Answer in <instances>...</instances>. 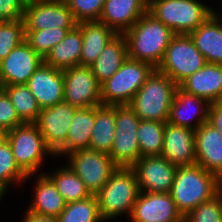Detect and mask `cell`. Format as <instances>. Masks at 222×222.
I'll return each instance as SVG.
<instances>
[{"label":"cell","instance_id":"6da1fadb","mask_svg":"<svg viewBox=\"0 0 222 222\" xmlns=\"http://www.w3.org/2000/svg\"><path fill=\"white\" fill-rule=\"evenodd\" d=\"M123 35L128 58L158 68L175 33L147 11Z\"/></svg>","mask_w":222,"mask_h":222},{"label":"cell","instance_id":"7a4b0ae2","mask_svg":"<svg viewBox=\"0 0 222 222\" xmlns=\"http://www.w3.org/2000/svg\"><path fill=\"white\" fill-rule=\"evenodd\" d=\"M222 190V181L198 164L177 167L170 194L185 217Z\"/></svg>","mask_w":222,"mask_h":222},{"label":"cell","instance_id":"3957f363","mask_svg":"<svg viewBox=\"0 0 222 222\" xmlns=\"http://www.w3.org/2000/svg\"><path fill=\"white\" fill-rule=\"evenodd\" d=\"M178 85L155 68L129 103L140 120L166 123Z\"/></svg>","mask_w":222,"mask_h":222},{"label":"cell","instance_id":"277c9868","mask_svg":"<svg viewBox=\"0 0 222 222\" xmlns=\"http://www.w3.org/2000/svg\"><path fill=\"white\" fill-rule=\"evenodd\" d=\"M139 193L135 171L132 168L118 167L95 195L102 220L124 213L130 216Z\"/></svg>","mask_w":222,"mask_h":222},{"label":"cell","instance_id":"5b68a950","mask_svg":"<svg viewBox=\"0 0 222 222\" xmlns=\"http://www.w3.org/2000/svg\"><path fill=\"white\" fill-rule=\"evenodd\" d=\"M198 0H148V12L175 34H189L211 14Z\"/></svg>","mask_w":222,"mask_h":222},{"label":"cell","instance_id":"8992f818","mask_svg":"<svg viewBox=\"0 0 222 222\" xmlns=\"http://www.w3.org/2000/svg\"><path fill=\"white\" fill-rule=\"evenodd\" d=\"M155 68L127 57L119 70L101 83L102 105L129 104Z\"/></svg>","mask_w":222,"mask_h":222},{"label":"cell","instance_id":"52a82bcc","mask_svg":"<svg viewBox=\"0 0 222 222\" xmlns=\"http://www.w3.org/2000/svg\"><path fill=\"white\" fill-rule=\"evenodd\" d=\"M17 165L30 177L42 165L45 155H54L35 123H24L6 133Z\"/></svg>","mask_w":222,"mask_h":222},{"label":"cell","instance_id":"ba28073f","mask_svg":"<svg viewBox=\"0 0 222 222\" xmlns=\"http://www.w3.org/2000/svg\"><path fill=\"white\" fill-rule=\"evenodd\" d=\"M206 63L189 34H175L157 69L179 86Z\"/></svg>","mask_w":222,"mask_h":222},{"label":"cell","instance_id":"9c48e42d","mask_svg":"<svg viewBox=\"0 0 222 222\" xmlns=\"http://www.w3.org/2000/svg\"><path fill=\"white\" fill-rule=\"evenodd\" d=\"M140 119L129 104L115 105V135L109 156L118 167L131 168L140 158Z\"/></svg>","mask_w":222,"mask_h":222},{"label":"cell","instance_id":"30bf717a","mask_svg":"<svg viewBox=\"0 0 222 222\" xmlns=\"http://www.w3.org/2000/svg\"><path fill=\"white\" fill-rule=\"evenodd\" d=\"M67 155L68 166L83 181L91 195H96L118 168L108 154L89 148Z\"/></svg>","mask_w":222,"mask_h":222},{"label":"cell","instance_id":"8fae6325","mask_svg":"<svg viewBox=\"0 0 222 222\" xmlns=\"http://www.w3.org/2000/svg\"><path fill=\"white\" fill-rule=\"evenodd\" d=\"M25 31L74 29L78 22L64 0H34L24 6Z\"/></svg>","mask_w":222,"mask_h":222},{"label":"cell","instance_id":"7c38bea8","mask_svg":"<svg viewBox=\"0 0 222 222\" xmlns=\"http://www.w3.org/2000/svg\"><path fill=\"white\" fill-rule=\"evenodd\" d=\"M64 101L77 108L99 106L101 85L90 66L76 65L63 70Z\"/></svg>","mask_w":222,"mask_h":222},{"label":"cell","instance_id":"4fadbf2b","mask_svg":"<svg viewBox=\"0 0 222 222\" xmlns=\"http://www.w3.org/2000/svg\"><path fill=\"white\" fill-rule=\"evenodd\" d=\"M141 192L168 193L172 189L177 166L163 156L141 157L132 167Z\"/></svg>","mask_w":222,"mask_h":222},{"label":"cell","instance_id":"5bb4252c","mask_svg":"<svg viewBox=\"0 0 222 222\" xmlns=\"http://www.w3.org/2000/svg\"><path fill=\"white\" fill-rule=\"evenodd\" d=\"M78 108L66 101L41 110L36 121L46 145L55 154L66 142L68 130Z\"/></svg>","mask_w":222,"mask_h":222},{"label":"cell","instance_id":"9a60e30c","mask_svg":"<svg viewBox=\"0 0 222 222\" xmlns=\"http://www.w3.org/2000/svg\"><path fill=\"white\" fill-rule=\"evenodd\" d=\"M132 222H184L168 193H139L131 212Z\"/></svg>","mask_w":222,"mask_h":222},{"label":"cell","instance_id":"2e32d148","mask_svg":"<svg viewBox=\"0 0 222 222\" xmlns=\"http://www.w3.org/2000/svg\"><path fill=\"white\" fill-rule=\"evenodd\" d=\"M43 62L44 59L24 40L0 62V88L26 84Z\"/></svg>","mask_w":222,"mask_h":222},{"label":"cell","instance_id":"e0dca14e","mask_svg":"<svg viewBox=\"0 0 222 222\" xmlns=\"http://www.w3.org/2000/svg\"><path fill=\"white\" fill-rule=\"evenodd\" d=\"M161 156L177 167L196 164L195 131L166 122Z\"/></svg>","mask_w":222,"mask_h":222},{"label":"cell","instance_id":"ac0fdd59","mask_svg":"<svg viewBox=\"0 0 222 222\" xmlns=\"http://www.w3.org/2000/svg\"><path fill=\"white\" fill-rule=\"evenodd\" d=\"M26 85L37 99L41 109L64 101L63 70L53 68L43 62Z\"/></svg>","mask_w":222,"mask_h":222},{"label":"cell","instance_id":"d6986e66","mask_svg":"<svg viewBox=\"0 0 222 222\" xmlns=\"http://www.w3.org/2000/svg\"><path fill=\"white\" fill-rule=\"evenodd\" d=\"M196 164L222 181V135L209 122L195 131Z\"/></svg>","mask_w":222,"mask_h":222},{"label":"cell","instance_id":"ffe728a7","mask_svg":"<svg viewBox=\"0 0 222 222\" xmlns=\"http://www.w3.org/2000/svg\"><path fill=\"white\" fill-rule=\"evenodd\" d=\"M148 11V0H106L99 22L124 34Z\"/></svg>","mask_w":222,"mask_h":222},{"label":"cell","instance_id":"44dd1931","mask_svg":"<svg viewBox=\"0 0 222 222\" xmlns=\"http://www.w3.org/2000/svg\"><path fill=\"white\" fill-rule=\"evenodd\" d=\"M184 92L207 100L222 102V65L206 63L179 86Z\"/></svg>","mask_w":222,"mask_h":222},{"label":"cell","instance_id":"7402d4cb","mask_svg":"<svg viewBox=\"0 0 222 222\" xmlns=\"http://www.w3.org/2000/svg\"><path fill=\"white\" fill-rule=\"evenodd\" d=\"M210 105L207 100L188 94L178 87L171 104L168 122L196 131L201 124L208 122ZM193 107L194 111L191 113V116L187 115L190 110L192 111ZM197 113H199V117ZM194 117H197V119H194ZM192 120L196 121L193 124L194 126L191 124Z\"/></svg>","mask_w":222,"mask_h":222},{"label":"cell","instance_id":"603a6c76","mask_svg":"<svg viewBox=\"0 0 222 222\" xmlns=\"http://www.w3.org/2000/svg\"><path fill=\"white\" fill-rule=\"evenodd\" d=\"M83 43L79 65L90 66L96 61L104 47L118 34L99 21L78 22Z\"/></svg>","mask_w":222,"mask_h":222},{"label":"cell","instance_id":"cb8c5ba5","mask_svg":"<svg viewBox=\"0 0 222 222\" xmlns=\"http://www.w3.org/2000/svg\"><path fill=\"white\" fill-rule=\"evenodd\" d=\"M189 35L207 63L222 65V27L212 14Z\"/></svg>","mask_w":222,"mask_h":222},{"label":"cell","instance_id":"d4e9b609","mask_svg":"<svg viewBox=\"0 0 222 222\" xmlns=\"http://www.w3.org/2000/svg\"><path fill=\"white\" fill-rule=\"evenodd\" d=\"M95 122V106L78 108L72 118L65 144L55 155H65L88 149Z\"/></svg>","mask_w":222,"mask_h":222},{"label":"cell","instance_id":"484cf974","mask_svg":"<svg viewBox=\"0 0 222 222\" xmlns=\"http://www.w3.org/2000/svg\"><path fill=\"white\" fill-rule=\"evenodd\" d=\"M127 57L126 38L123 34H118L104 47L96 61L90 65L97 81L101 84L111 78Z\"/></svg>","mask_w":222,"mask_h":222},{"label":"cell","instance_id":"4316f807","mask_svg":"<svg viewBox=\"0 0 222 222\" xmlns=\"http://www.w3.org/2000/svg\"><path fill=\"white\" fill-rule=\"evenodd\" d=\"M82 43L81 30L76 26L68 31L61 42L52 47L44 58V63L60 70L79 65Z\"/></svg>","mask_w":222,"mask_h":222},{"label":"cell","instance_id":"83f0119b","mask_svg":"<svg viewBox=\"0 0 222 222\" xmlns=\"http://www.w3.org/2000/svg\"><path fill=\"white\" fill-rule=\"evenodd\" d=\"M34 190V201L28 211L57 218L65 208L66 202L46 173L38 177Z\"/></svg>","mask_w":222,"mask_h":222},{"label":"cell","instance_id":"f1b7e54d","mask_svg":"<svg viewBox=\"0 0 222 222\" xmlns=\"http://www.w3.org/2000/svg\"><path fill=\"white\" fill-rule=\"evenodd\" d=\"M115 105L95 106V122L89 149L110 154L115 135Z\"/></svg>","mask_w":222,"mask_h":222},{"label":"cell","instance_id":"f546056e","mask_svg":"<svg viewBox=\"0 0 222 222\" xmlns=\"http://www.w3.org/2000/svg\"><path fill=\"white\" fill-rule=\"evenodd\" d=\"M9 96L19 119L23 123H36L41 107L26 84L5 85L1 87Z\"/></svg>","mask_w":222,"mask_h":222},{"label":"cell","instance_id":"4dcf8cb0","mask_svg":"<svg viewBox=\"0 0 222 222\" xmlns=\"http://www.w3.org/2000/svg\"><path fill=\"white\" fill-rule=\"evenodd\" d=\"M47 176L56 185L66 203L83 200L91 196L83 181L69 166L60 168L54 174Z\"/></svg>","mask_w":222,"mask_h":222},{"label":"cell","instance_id":"1f68e13d","mask_svg":"<svg viewBox=\"0 0 222 222\" xmlns=\"http://www.w3.org/2000/svg\"><path fill=\"white\" fill-rule=\"evenodd\" d=\"M165 123L140 120L137 129L141 157L159 156L163 150Z\"/></svg>","mask_w":222,"mask_h":222},{"label":"cell","instance_id":"d6a6232c","mask_svg":"<svg viewBox=\"0 0 222 222\" xmlns=\"http://www.w3.org/2000/svg\"><path fill=\"white\" fill-rule=\"evenodd\" d=\"M58 222H102L95 195L86 199L66 203L57 217Z\"/></svg>","mask_w":222,"mask_h":222},{"label":"cell","instance_id":"836d02e7","mask_svg":"<svg viewBox=\"0 0 222 222\" xmlns=\"http://www.w3.org/2000/svg\"><path fill=\"white\" fill-rule=\"evenodd\" d=\"M29 179L28 175L17 165L8 141L0 143V192L4 195L13 184Z\"/></svg>","mask_w":222,"mask_h":222},{"label":"cell","instance_id":"e575fe53","mask_svg":"<svg viewBox=\"0 0 222 222\" xmlns=\"http://www.w3.org/2000/svg\"><path fill=\"white\" fill-rule=\"evenodd\" d=\"M72 29L47 28L40 31H25V41L43 59L52 47L61 42Z\"/></svg>","mask_w":222,"mask_h":222},{"label":"cell","instance_id":"d590c367","mask_svg":"<svg viewBox=\"0 0 222 222\" xmlns=\"http://www.w3.org/2000/svg\"><path fill=\"white\" fill-rule=\"evenodd\" d=\"M25 40L24 21H0V62Z\"/></svg>","mask_w":222,"mask_h":222},{"label":"cell","instance_id":"8d00e7d4","mask_svg":"<svg viewBox=\"0 0 222 222\" xmlns=\"http://www.w3.org/2000/svg\"><path fill=\"white\" fill-rule=\"evenodd\" d=\"M184 222H222V190L188 213Z\"/></svg>","mask_w":222,"mask_h":222},{"label":"cell","instance_id":"74e56055","mask_svg":"<svg viewBox=\"0 0 222 222\" xmlns=\"http://www.w3.org/2000/svg\"><path fill=\"white\" fill-rule=\"evenodd\" d=\"M77 22L99 21L106 0H64Z\"/></svg>","mask_w":222,"mask_h":222},{"label":"cell","instance_id":"f35d334b","mask_svg":"<svg viewBox=\"0 0 222 222\" xmlns=\"http://www.w3.org/2000/svg\"><path fill=\"white\" fill-rule=\"evenodd\" d=\"M22 124L9 96L0 88V130L7 133Z\"/></svg>","mask_w":222,"mask_h":222},{"label":"cell","instance_id":"ab89813d","mask_svg":"<svg viewBox=\"0 0 222 222\" xmlns=\"http://www.w3.org/2000/svg\"><path fill=\"white\" fill-rule=\"evenodd\" d=\"M24 6L21 0H0V21L22 20Z\"/></svg>","mask_w":222,"mask_h":222},{"label":"cell","instance_id":"60d3db41","mask_svg":"<svg viewBox=\"0 0 222 222\" xmlns=\"http://www.w3.org/2000/svg\"><path fill=\"white\" fill-rule=\"evenodd\" d=\"M208 122L222 135V102L212 103L210 105Z\"/></svg>","mask_w":222,"mask_h":222},{"label":"cell","instance_id":"b9f144b4","mask_svg":"<svg viewBox=\"0 0 222 222\" xmlns=\"http://www.w3.org/2000/svg\"><path fill=\"white\" fill-rule=\"evenodd\" d=\"M26 211L23 222H58L56 217Z\"/></svg>","mask_w":222,"mask_h":222},{"label":"cell","instance_id":"7bdbcfd3","mask_svg":"<svg viewBox=\"0 0 222 222\" xmlns=\"http://www.w3.org/2000/svg\"><path fill=\"white\" fill-rule=\"evenodd\" d=\"M211 14L217 19L220 26L222 27V20H220L221 18H219L220 15H217L218 13L214 12V10H211Z\"/></svg>","mask_w":222,"mask_h":222},{"label":"cell","instance_id":"ee69618b","mask_svg":"<svg viewBox=\"0 0 222 222\" xmlns=\"http://www.w3.org/2000/svg\"><path fill=\"white\" fill-rule=\"evenodd\" d=\"M5 137H6V133L0 130V143L5 140Z\"/></svg>","mask_w":222,"mask_h":222},{"label":"cell","instance_id":"f6af8a7d","mask_svg":"<svg viewBox=\"0 0 222 222\" xmlns=\"http://www.w3.org/2000/svg\"><path fill=\"white\" fill-rule=\"evenodd\" d=\"M24 4H28V3H31L32 1L34 0H21Z\"/></svg>","mask_w":222,"mask_h":222}]
</instances>
